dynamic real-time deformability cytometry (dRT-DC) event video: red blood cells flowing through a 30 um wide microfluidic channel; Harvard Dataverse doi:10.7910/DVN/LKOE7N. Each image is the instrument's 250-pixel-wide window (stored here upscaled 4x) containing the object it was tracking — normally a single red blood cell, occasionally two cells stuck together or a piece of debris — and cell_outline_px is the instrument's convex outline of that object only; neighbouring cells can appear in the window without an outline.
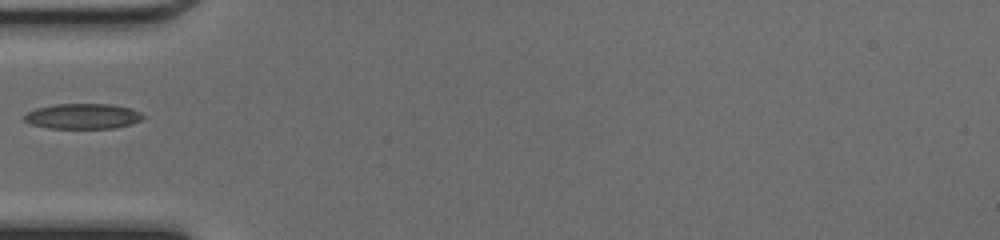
{"species": "common noctule bat (a hibernating species)", "species_latin": "Nyctalus noctula", "temperature_condition": "cold", "stored_images_in_passage": 31, "camera_frame_rate_fps": 3000, "um_per_image_px": 0.085, "animal": {"sex": "female", "body_mass_g": 17.0, "forearm_length_mm": 48.0}, "frame": {"image": 1, "passage_image": 1, "time_ms": 0.0, "image_size_px": [1000, 240], "cell_outline_px": [[144, 116], [140, 120], [132, 124], [116, 128], [48, 128], [32, 124], [24, 120], [24, 116], [28, 112], [36, 108], [56, 104], [112, 104], [132, 108], [140, 112]], "centroid_in_image_um": [7.07, 9.88], "position_along_channel_um": 77.9, "area_um2": 17.51}}